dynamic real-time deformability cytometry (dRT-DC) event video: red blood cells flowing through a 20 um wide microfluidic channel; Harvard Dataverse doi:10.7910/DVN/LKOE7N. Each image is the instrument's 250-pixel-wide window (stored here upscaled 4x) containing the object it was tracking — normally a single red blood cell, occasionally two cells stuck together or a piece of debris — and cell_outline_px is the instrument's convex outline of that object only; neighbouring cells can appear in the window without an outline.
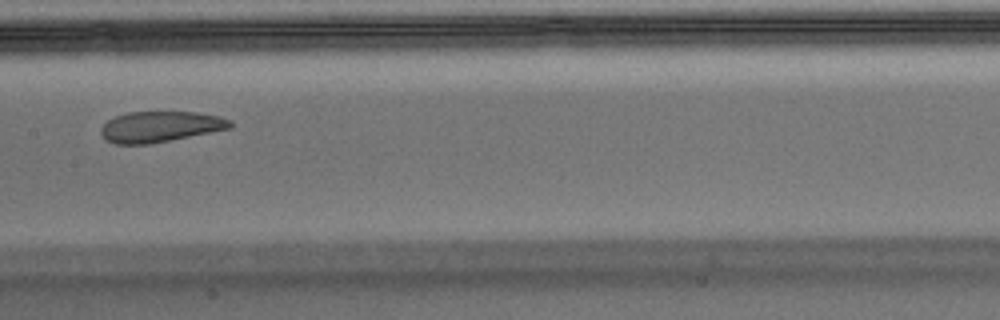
{"species": "Egyptian fruit bat (a non-hibernating species)", "species_latin": "Rousettus aegyptiacus", "temperature_condition": "warm", "stored_images_in_passage": 42, "camera_frame_rate_fps": 3000, "um_per_image_px": 0.085, "animal": {"sex": "male"}, "frame": {"image": 1, "passage_image": 19, "time_ms": 6.0, "image_size_px": [1000, 320], "cell_outline_px": [[232, 128], [148, 144], [116, 144], [104, 140], [100, 132], [100, 128], [108, 120], [116, 116], [128, 112], [196, 112], [220, 116], [232, 120]], "centroid_in_image_um": [13.61, 10.76], "position_along_channel_um": 193.8, "area_um2": 23.18}}